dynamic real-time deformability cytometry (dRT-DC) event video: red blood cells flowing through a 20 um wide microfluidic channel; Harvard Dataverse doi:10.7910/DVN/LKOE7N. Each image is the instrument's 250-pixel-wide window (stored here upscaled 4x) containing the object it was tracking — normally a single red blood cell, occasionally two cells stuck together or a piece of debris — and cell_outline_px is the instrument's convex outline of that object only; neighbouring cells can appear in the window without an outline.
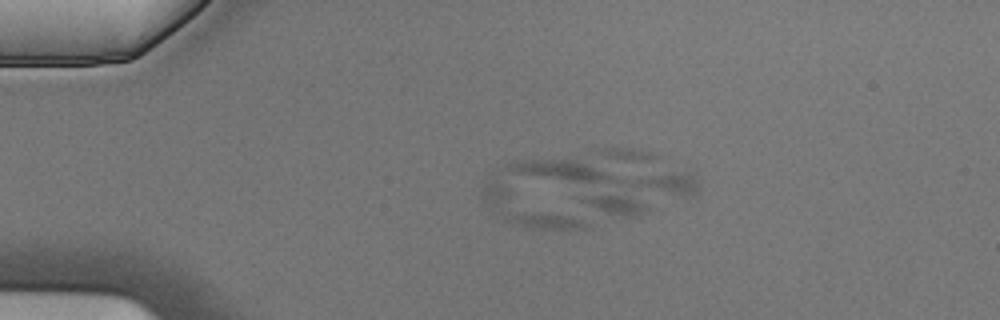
{"species": "Egyptian fruit bat (a non-hibernating species)", "species_latin": "Rousettus aegyptiacus", "temperature_condition": "cold", "stored_images_in_passage": 4, "camera_frame_rate_fps": 3000, "um_per_image_px": 0.085, "animal": {"sex": "male"}, "frame": {"image": 1, "passage_image": 2, "time_ms": 0.333, "image_size_px": [1000, 320], "cell_outline_px": [[588, 228], [524, 228], [504, 220], [480, 196], [480, 188], [488, 180], [500, 184], [580, 220], [588, 224]], "centroid_in_image_um": [44.67, 17.78], "position_along_channel_um": 40.3, "area_um2": 17.86}}